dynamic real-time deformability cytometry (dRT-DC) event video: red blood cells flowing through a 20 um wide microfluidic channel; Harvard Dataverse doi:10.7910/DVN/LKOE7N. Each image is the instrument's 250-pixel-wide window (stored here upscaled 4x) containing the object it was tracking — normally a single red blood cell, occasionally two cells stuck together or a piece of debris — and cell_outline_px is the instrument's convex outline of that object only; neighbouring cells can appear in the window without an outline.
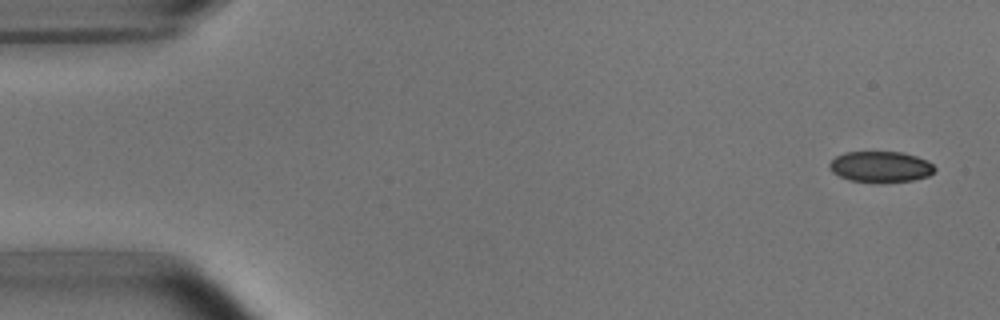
{"species": "common noctule bat (a hibernating species)", "species_latin": "Nyctalus noctula", "temperature_condition": "room temperature", "stored_images_in_passage": 4, "camera_frame_rate_fps": 3000, "um_per_image_px": 0.085, "animal": {"sex": "male", "body_mass_g": 15.6}, "frame": {"image": 1, "passage_image": 1, "time_ms": 0.0, "image_size_px": [1000, 320], "cell_outline_px": [[936, 168], [928, 176], [912, 180], [880, 184], [852, 180], [840, 176], [832, 172], [828, 168], [828, 164], [836, 156], [844, 152], [904, 152], [928, 160]], "centroid_in_image_um": [74.84, 14.18], "position_along_channel_um": 10.2, "area_um2": 19.25}}
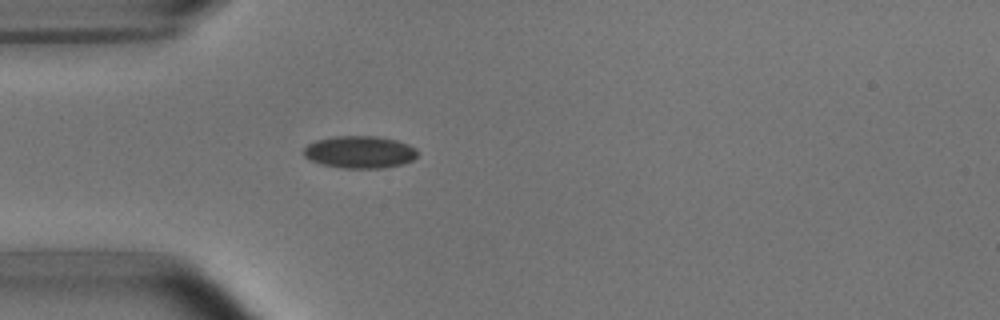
{"frame": {"image": 2, "passage_image": 4, "time_ms": 4.333, "image_size_px": [1000, 320], "cell_outline_px": [[416, 156], [412, 160], [400, 164], [384, 168], [344, 168], [320, 164], [304, 156], [304, 148], [308, 144], [316, 140], [332, 136], [376, 136], [396, 140], [408, 144], [416, 148]], "centroid_in_image_um": [30.56, 12.92], "position_along_channel_um": 54.4, "area_um2": 21.33}}